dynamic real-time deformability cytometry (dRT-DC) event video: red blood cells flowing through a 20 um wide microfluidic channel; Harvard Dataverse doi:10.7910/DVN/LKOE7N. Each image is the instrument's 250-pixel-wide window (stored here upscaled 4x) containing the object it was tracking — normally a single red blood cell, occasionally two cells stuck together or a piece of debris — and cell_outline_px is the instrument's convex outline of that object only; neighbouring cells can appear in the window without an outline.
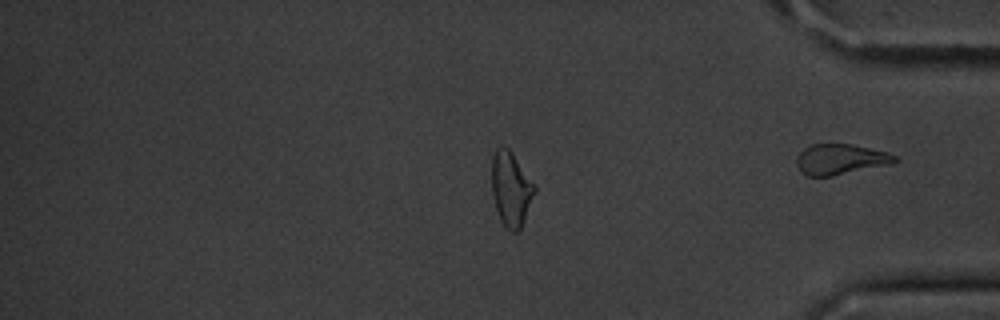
{"species": "common noctule bat (a hibernating species)", "species_latin": "Nyctalus noctula", "temperature_condition": "cold", "stored_images_in_passage": 32, "segment_of_instrument_passage": [2, 2], "camera_frame_rate_fps": 3000, "um_per_image_px": 0.085, "animal": {"sex": "male", "body_mass_g": 20.1, "forearm_length_mm": 53.5}, "frame": {"image": 1, "passage_image": 32, "time_ms": 10.333, "image_size_px": [1000, 320], "cell_outline_px": [[900, 160], [884, 164], [832, 176], [804, 176], [800, 172], [796, 164], [796, 156], [804, 148], [812, 144], [852, 144], [888, 152], [896, 156]], "centroid_in_image_um": [71.36, 13.53], "position_along_channel_um": 363.8, "area_um2": 17.28}}